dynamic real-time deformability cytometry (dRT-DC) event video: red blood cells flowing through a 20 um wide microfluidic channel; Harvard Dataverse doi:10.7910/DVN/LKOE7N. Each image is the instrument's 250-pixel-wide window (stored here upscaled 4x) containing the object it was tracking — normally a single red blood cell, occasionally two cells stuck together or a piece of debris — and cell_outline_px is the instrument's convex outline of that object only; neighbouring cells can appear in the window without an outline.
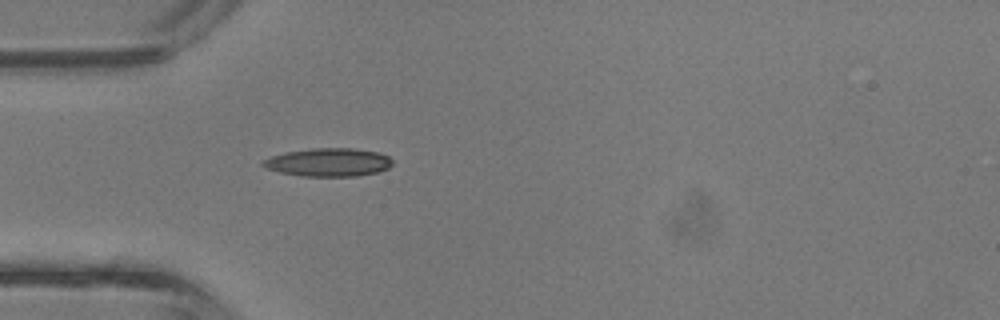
{"species": "common noctule bat (a hibernating species)", "species_latin": "Nyctalus noctula", "temperature_condition": "room temperature", "stored_images_in_passage": 31, "camera_frame_rate_fps": 3000, "um_per_image_px": 0.085, "animal": {"sex": "male", "body_mass_g": 13.3}, "frame": {"image": 1, "passage_image": 1, "time_ms": 0.0, "image_size_px": [1000, 320], "cell_outline_px": [[392, 164], [388, 168], [376, 172], [356, 176], [300, 176], [280, 172], [268, 168], [260, 164], [260, 160], [284, 152], [312, 148], [352, 148], [376, 152], [388, 156], [392, 160]], "centroid_in_image_um": [27.88, 13.79], "position_along_channel_um": 57.1, "area_um2": 21.27}}
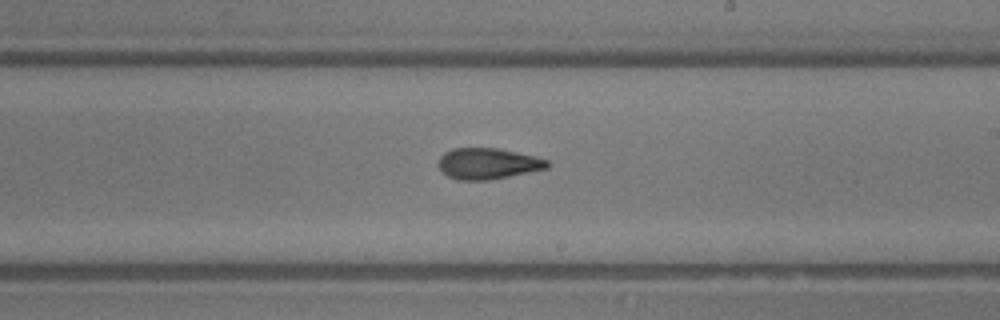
{"frame": {"image": 2, "passage_image": 13, "time_ms": 4.0, "image_size_px": [1000, 320], "cell_outline_px": [[552, 164], [548, 168], [488, 180], [456, 180], [448, 176], [436, 164], [440, 156], [444, 152], [452, 148], [496, 148], [536, 156], [548, 160]], "centroid_in_image_um": [41.46, 13.9], "position_along_channel_um": 247.5, "area_um2": 19.77}}
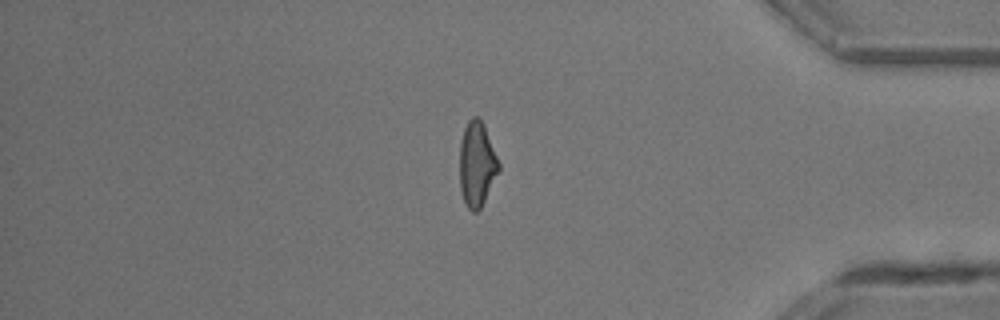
{"frame": {"image": 3, "passage_image": 24, "time_ms": 7.667, "image_size_px": [1000, 320], "cell_outline_px": [[500, 168], [480, 208], [476, 212], [472, 212], [468, 208], [464, 200], [460, 188], [460, 140], [464, 128], [468, 120], [472, 116], [480, 116], [484, 124], [500, 164]], "centroid_in_image_um": [40.52, 13.89], "position_along_channel_um": 394.7, "area_um2": 19.25}, "authors_computed_cell_mechanics": {"area_um2": 19.7098, "velocity_mm_per_s": 4.8506, "shape_relaxation_time_tau1_ms": 3.9237, "shape_relaxation_time_tau2_ms": 2.2947, "deformation_change_tau1": 0.1518, "deformation_change_tau2": 0.1137}}